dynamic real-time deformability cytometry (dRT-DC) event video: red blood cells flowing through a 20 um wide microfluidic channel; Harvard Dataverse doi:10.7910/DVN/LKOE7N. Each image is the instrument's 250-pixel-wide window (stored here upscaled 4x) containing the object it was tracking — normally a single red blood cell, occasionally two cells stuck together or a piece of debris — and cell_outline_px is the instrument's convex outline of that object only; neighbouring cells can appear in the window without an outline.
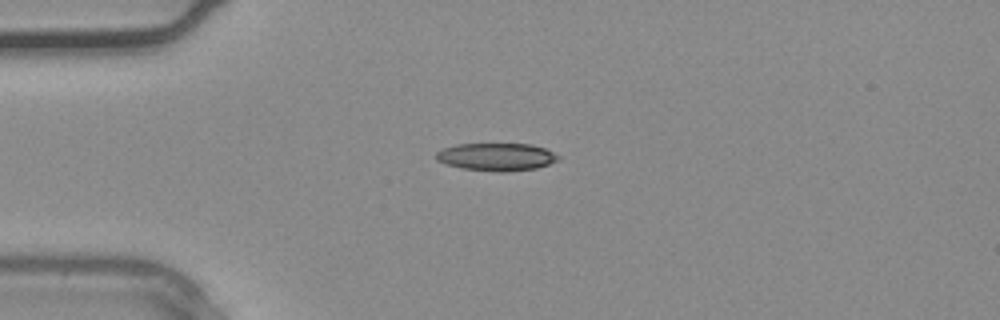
{"species": "common noctule bat (a hibernating species)", "species_latin": "Nyctalus noctula", "temperature_condition": "warm", "stored_images_in_passage": 28, "camera_frame_rate_fps": 3000, "um_per_image_px": 0.085, "animal": {"sex": "male", "body_mass_g": 20.4}, "frame": {"image": 1, "passage_image": 1, "time_ms": 0.0, "image_size_px": [1000, 320], "cell_outline_px": [[560, 160], [536, 168], [508, 172], [500, 172], [460, 168], [444, 164], [436, 160], [436, 152], [444, 148], [456, 144], [532, 144], [544, 148], [560, 156]], "centroid_in_image_um": [42.19, 13.34], "position_along_channel_um": 42.8, "area_um2": 19.83}}
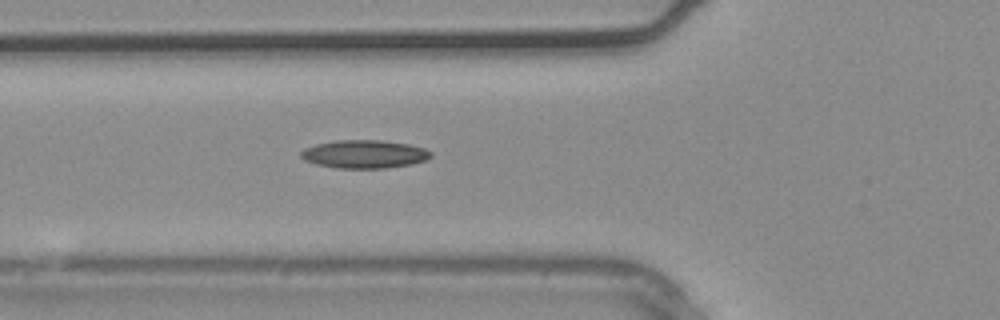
{"frame": {"image": 2, "passage_image": 5, "time_ms": 1.333, "image_size_px": [1000, 320], "cell_outline_px": [[432, 156], [424, 160], [412, 164], [384, 168], [336, 168], [316, 164], [304, 160], [300, 156], [300, 152], [304, 148], [316, 144], [336, 140], [380, 140], [408, 144], [424, 148], [432, 152]], "centroid_in_image_um": [30.94, 13.1], "position_along_channel_um": 94.9, "area_um2": 21.33}}